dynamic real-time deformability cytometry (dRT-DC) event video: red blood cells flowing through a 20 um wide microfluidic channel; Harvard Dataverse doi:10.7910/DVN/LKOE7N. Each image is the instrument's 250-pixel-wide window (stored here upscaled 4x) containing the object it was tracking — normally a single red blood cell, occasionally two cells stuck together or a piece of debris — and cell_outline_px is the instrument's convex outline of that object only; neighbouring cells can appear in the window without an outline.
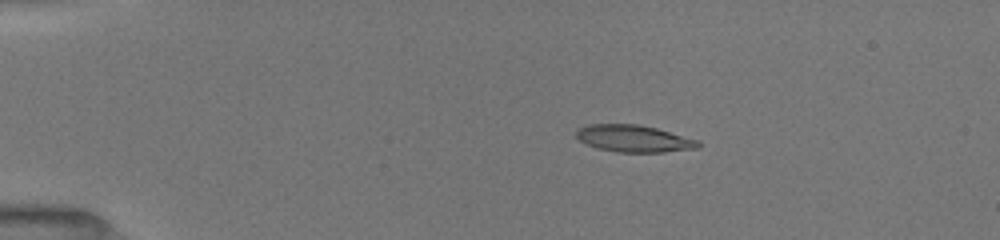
{"species": "common noctule bat (a hibernating species)", "species_latin": "Nyctalus noctula", "temperature_condition": "room temperature", "stored_images_in_passage": 8, "camera_frame_rate_fps": 3000, "um_per_image_px": 0.085, "animal": {"sex": "female", "body_mass_g": 19.5, "forearm_length_mm": 54.1}, "frame": {"image": 1, "passage_image": 4, "time_ms": 3.333, "image_size_px": [1000, 240], "cell_outline_px": [[700, 148], [664, 152], [616, 152], [596, 148], [580, 140], [576, 136], [576, 132], [580, 128], [588, 124], [636, 124], [656, 128], [700, 140]], "centroid_in_image_um": [53.91, 11.78], "position_along_channel_um": 31.1, "area_um2": 19.19}}
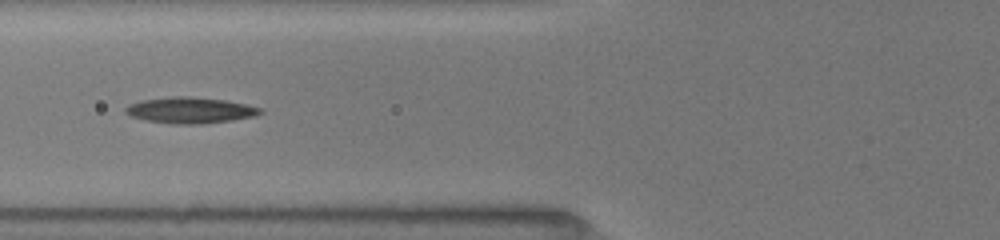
{"frame": {"image": 2, "passage_image": 7, "time_ms": 7.0, "image_size_px": [1000, 240], "cell_outline_px": [[264, 112], [256, 116], [232, 120], [200, 124], [172, 124], [148, 120], [132, 116], [124, 112], [124, 108], [128, 104], [140, 100], [172, 96], [192, 96], [228, 100], [260, 108]], "centroid_in_image_um": [16.16, 9.36], "position_along_channel_um": 109.6, "area_um2": 20.58}}
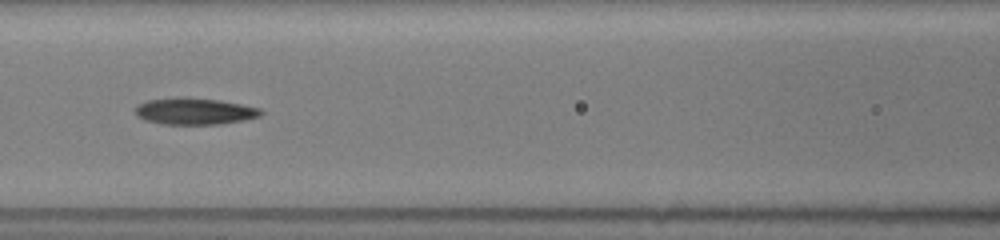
{"frame": {"image": 3, "passage_image": 8, "time_ms": 8.0, "image_size_px": [1000, 240], "cell_outline_px": [[264, 112], [260, 116], [244, 120], [220, 124], [160, 124], [144, 120], [136, 116], [136, 104], [148, 100], [176, 96], [184, 96], [220, 100], [260, 108]], "centroid_in_image_um": [16.5, 9.44], "position_along_channel_um": 150.1, "area_um2": 19.83}}